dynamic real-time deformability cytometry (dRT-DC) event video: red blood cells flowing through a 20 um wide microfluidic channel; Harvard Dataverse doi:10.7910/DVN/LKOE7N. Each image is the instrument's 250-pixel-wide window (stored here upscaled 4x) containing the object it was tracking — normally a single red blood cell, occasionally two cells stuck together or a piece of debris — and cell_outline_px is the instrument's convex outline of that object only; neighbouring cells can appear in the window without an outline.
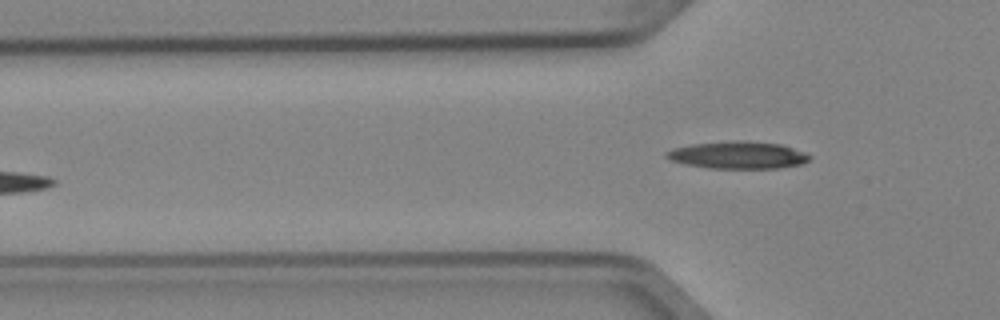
{"species": "Egyptian fruit bat (a non-hibernating species)", "species_latin": "Rousettus aegyptiacus", "temperature_condition": "cold", "stored_images_in_passage": 4, "camera_frame_rate_fps": 3000, "um_per_image_px": 0.085, "animal": {"sex": "female"}, "frame": {"image": 1, "passage_image": 4, "time_ms": 1.0, "image_size_px": [1000, 320], "cell_outline_px": [[812, 156], [804, 164], [780, 168], [708, 168], [688, 164], [672, 160], [664, 156], [664, 152], [672, 148], [692, 144], [744, 140], [780, 144], [804, 152]], "centroid_in_image_um": [62.74, 13.18], "position_along_channel_um": 63.1, "area_um2": 22.66}}